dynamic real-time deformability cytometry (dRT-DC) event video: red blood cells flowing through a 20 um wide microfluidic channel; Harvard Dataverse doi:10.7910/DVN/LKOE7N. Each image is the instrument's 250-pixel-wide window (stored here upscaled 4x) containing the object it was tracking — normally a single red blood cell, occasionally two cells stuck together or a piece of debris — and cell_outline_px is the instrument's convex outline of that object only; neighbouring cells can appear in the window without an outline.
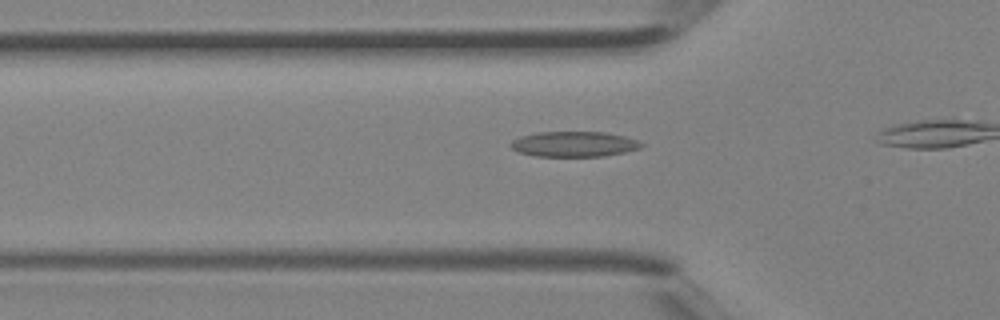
{"species": "Egyptian fruit bat (a non-hibernating species)", "species_latin": "Rousettus aegyptiacus", "temperature_condition": "room temperature", "stored_images_in_passage": 11, "camera_frame_rate_fps": 3000, "um_per_image_px": 0.085, "animal": {"sex": "female"}, "frame": {"image": 1, "passage_image": 7, "time_ms": 2.0, "image_size_px": [1000, 320], "cell_outline_px": [[644, 144], [640, 148], [624, 152], [604, 156], [536, 156], [520, 152], [512, 148], [508, 144], [512, 140], [520, 136], [536, 132], [604, 132], [624, 136], [636, 140]], "centroid_in_image_um": [48.76, 12.24], "position_along_channel_um": 77.0, "area_um2": 19.19}}
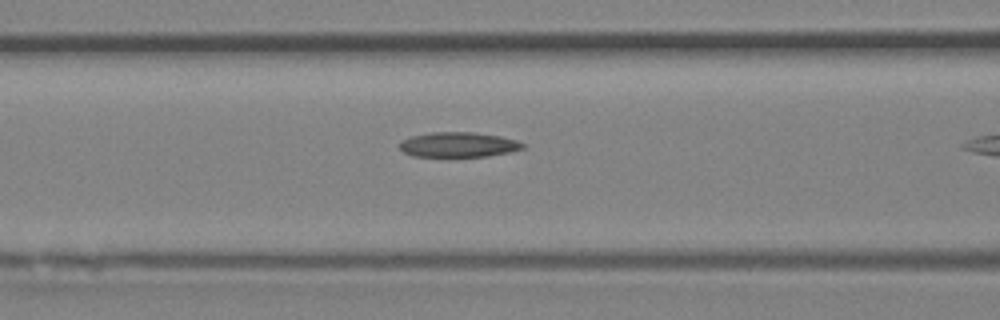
{"frame": {"image": 2, "passage_image": 10, "time_ms": 3.0, "image_size_px": [1000, 320], "cell_outline_px": [[524, 148], [508, 152], [488, 156], [412, 156], [404, 152], [400, 148], [400, 140], [412, 136], [432, 132], [472, 132], [500, 136], [516, 140], [524, 144]], "centroid_in_image_um": [38.94, 12.29], "position_along_channel_um": 127.7, "area_um2": 17.74}}